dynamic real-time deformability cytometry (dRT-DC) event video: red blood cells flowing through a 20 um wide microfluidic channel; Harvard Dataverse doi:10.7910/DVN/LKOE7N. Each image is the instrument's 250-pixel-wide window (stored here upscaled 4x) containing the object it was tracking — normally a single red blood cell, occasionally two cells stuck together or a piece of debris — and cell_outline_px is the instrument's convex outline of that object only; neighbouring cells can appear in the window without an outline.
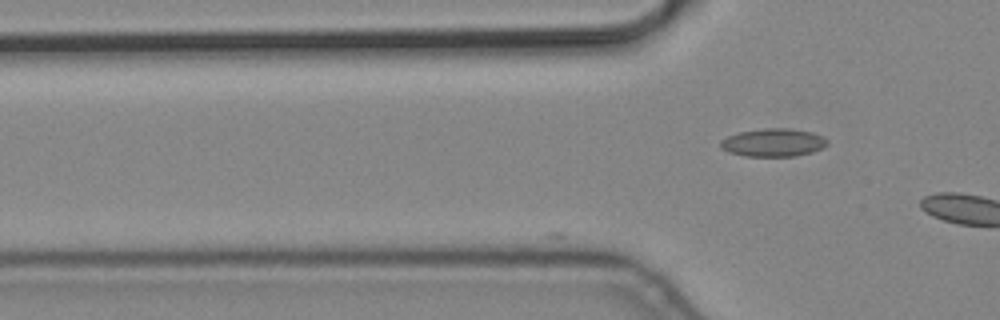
{"species": "common noctule bat (a hibernating species)", "species_latin": "Nyctalus noctula", "temperature_condition": "cold", "stored_images_in_passage": 5, "camera_frame_rate_fps": 3000, "um_per_image_px": 0.085, "animal": {"sex": "male", "body_mass_g": 19.2, "forearm_length_mm": 51.8}, "frame": {"image": 1, "passage_image": 5, "time_ms": 1.333, "image_size_px": [1000, 320], "cell_outline_px": [[828, 144], [812, 152], [796, 156], [744, 156], [728, 152], [720, 148], [720, 140], [728, 136], [740, 132], [764, 128], [788, 128], [812, 132], [824, 136], [828, 140]], "centroid_in_image_um": [65.72, 12.12], "position_along_channel_um": 60.1, "area_um2": 17.51}}